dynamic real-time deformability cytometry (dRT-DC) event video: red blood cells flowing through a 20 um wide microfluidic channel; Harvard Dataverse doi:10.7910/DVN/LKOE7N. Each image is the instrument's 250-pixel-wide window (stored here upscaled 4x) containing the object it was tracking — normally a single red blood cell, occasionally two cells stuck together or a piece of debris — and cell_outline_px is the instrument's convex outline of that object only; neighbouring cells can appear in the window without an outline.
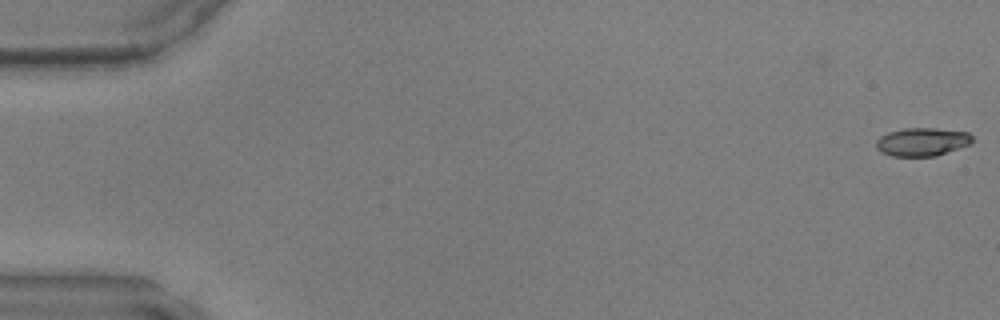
{"species": "common noctule bat (a hibernating species)", "species_latin": "Nyctalus noctula", "temperature_condition": "warm", "stored_images_in_passage": 8, "camera_frame_rate_fps": 3000, "um_per_image_px": 0.085, "animal": {"sex": "male", "body_mass_g": 17.9, "forearm_length_mm": 54.2}, "frame": {"image": 1, "passage_image": 1, "time_ms": 0.0, "image_size_px": [1000, 320], "cell_outline_px": [[972, 144], [936, 156], [892, 156], [880, 152], [876, 148], [876, 140], [880, 136], [888, 132], [904, 128], [932, 128], [968, 132], [972, 136]], "centroid_in_image_um": [78.37, 12.06], "position_along_channel_um": 6.6, "area_um2": 15.95}}